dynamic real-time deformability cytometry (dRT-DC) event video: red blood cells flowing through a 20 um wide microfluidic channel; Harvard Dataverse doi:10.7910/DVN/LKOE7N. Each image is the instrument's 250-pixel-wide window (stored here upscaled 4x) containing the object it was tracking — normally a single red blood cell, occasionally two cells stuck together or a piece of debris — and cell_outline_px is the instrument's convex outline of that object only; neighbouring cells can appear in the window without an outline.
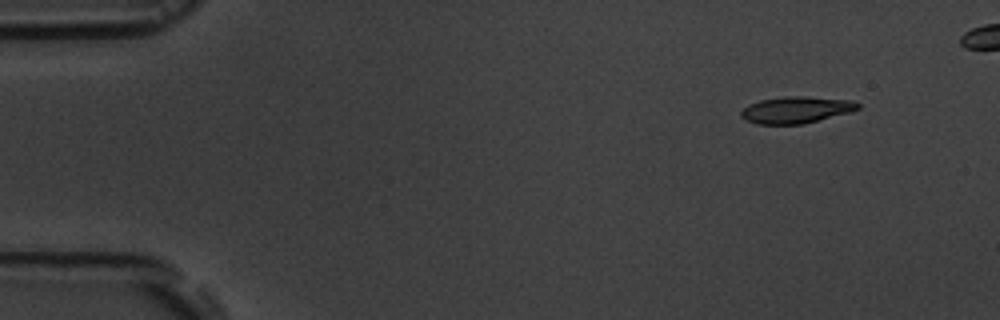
{"species": "common noctule bat (a hibernating species)", "species_latin": "Nyctalus noctula", "temperature_condition": "room temperature", "stored_images_in_passage": 5, "segment_of_instrument_passage": [2, 2], "camera_frame_rate_fps": 3000, "um_per_image_px": 0.085, "animal": {"sex": "male", "body_mass_g": 19.5, "forearm_length_mm": 54.6}, "frame": {"image": 1, "passage_image": 5, "time_ms": 6.333, "image_size_px": [1000, 320], "cell_outline_px": [[860, 108], [848, 112], [804, 124], [756, 124], [740, 116], [740, 112], [748, 104], [760, 100], [784, 96], [804, 96], [852, 100], [860, 104]], "centroid_in_image_um": [67.65, 9.33], "position_along_channel_um": 17.3, "area_um2": 18.09}}